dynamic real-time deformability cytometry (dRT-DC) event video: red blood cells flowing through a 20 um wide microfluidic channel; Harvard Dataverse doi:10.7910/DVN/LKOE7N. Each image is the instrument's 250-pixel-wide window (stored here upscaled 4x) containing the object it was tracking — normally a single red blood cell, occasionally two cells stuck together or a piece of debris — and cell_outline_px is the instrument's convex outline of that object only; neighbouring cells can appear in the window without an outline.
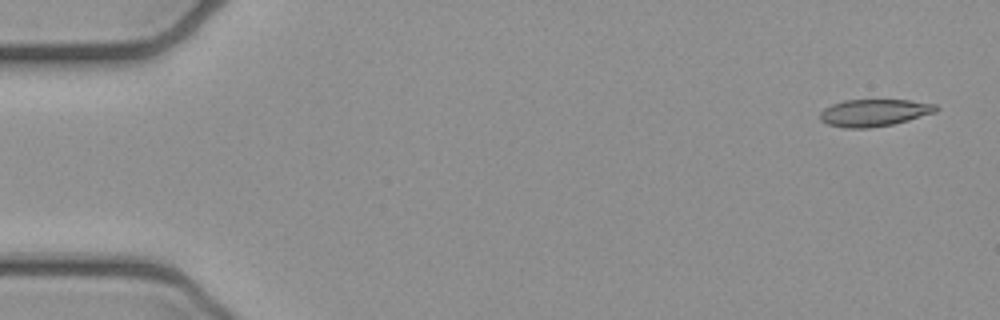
{"species": "common noctule bat (a hibernating species)", "species_latin": "Nyctalus noctula", "temperature_condition": "cold", "stored_images_in_passage": 8, "camera_frame_rate_fps": 3000, "um_per_image_px": 0.085, "animal": {"sex": "female", "body_mass_g": 21.9}, "frame": {"image": 1, "passage_image": 1, "time_ms": 0.0, "image_size_px": [1000, 320], "cell_outline_px": [[940, 108], [936, 112], [908, 120], [892, 124], [868, 128], [844, 128], [828, 124], [820, 120], [820, 112], [824, 108], [832, 104], [844, 100], [908, 100], [936, 104]], "centroid_in_image_um": [74.3, 9.58], "position_along_channel_um": 10.7, "area_um2": 18.32}}
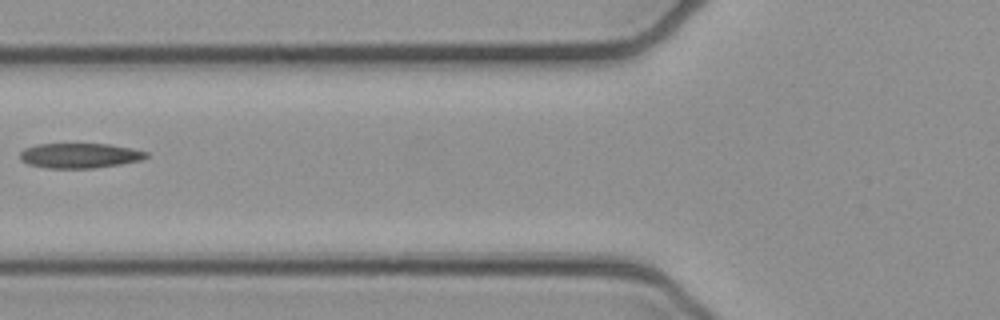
{"frame": {"image": 2, "passage_image": 6, "time_ms": 1.667, "image_size_px": [1000, 320], "cell_outline_px": [[148, 156], [140, 160], [120, 164], [92, 168], [44, 168], [28, 164], [20, 160], [20, 152], [24, 148], [36, 144], [108, 144], [132, 148], [148, 152]], "centroid_in_image_um": [6.74, 13.22], "position_along_channel_um": 119.1, "area_um2": 18.38}}
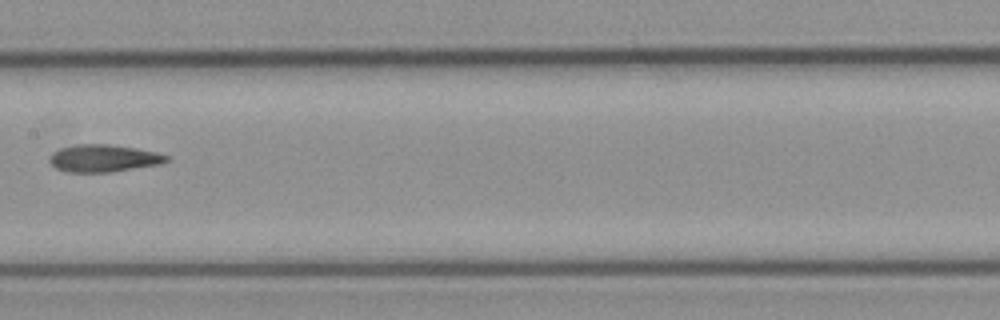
{"frame": {"image": 3, "passage_image": 8, "time_ms": 2.333, "image_size_px": [1000, 320], "cell_outline_px": [[172, 160], [160, 164], [112, 172], [64, 172], [56, 168], [48, 160], [48, 156], [52, 152], [60, 148], [80, 144], [108, 144], [136, 148], [156, 152], [172, 156]], "centroid_in_image_um": [8.83, 13.45], "position_along_channel_um": 198.6, "area_um2": 18.9}}